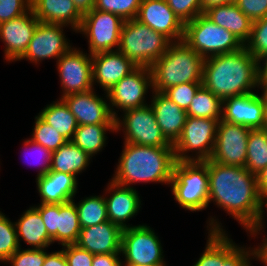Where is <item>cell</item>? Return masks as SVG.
<instances>
[{
  "instance_id": "27",
  "label": "cell",
  "mask_w": 267,
  "mask_h": 266,
  "mask_svg": "<svg viewBox=\"0 0 267 266\" xmlns=\"http://www.w3.org/2000/svg\"><path fill=\"white\" fill-rule=\"evenodd\" d=\"M31 10L39 22L64 25L75 33L83 18L72 0H31Z\"/></svg>"
},
{
  "instance_id": "25",
  "label": "cell",
  "mask_w": 267,
  "mask_h": 266,
  "mask_svg": "<svg viewBox=\"0 0 267 266\" xmlns=\"http://www.w3.org/2000/svg\"><path fill=\"white\" fill-rule=\"evenodd\" d=\"M77 178L57 171H49L36 177L40 204H64L72 201L78 190Z\"/></svg>"
},
{
  "instance_id": "30",
  "label": "cell",
  "mask_w": 267,
  "mask_h": 266,
  "mask_svg": "<svg viewBox=\"0 0 267 266\" xmlns=\"http://www.w3.org/2000/svg\"><path fill=\"white\" fill-rule=\"evenodd\" d=\"M92 158L73 142L67 141L58 150L52 153L50 171H57L78 176L85 172ZM83 171V172H82Z\"/></svg>"
},
{
  "instance_id": "24",
  "label": "cell",
  "mask_w": 267,
  "mask_h": 266,
  "mask_svg": "<svg viewBox=\"0 0 267 266\" xmlns=\"http://www.w3.org/2000/svg\"><path fill=\"white\" fill-rule=\"evenodd\" d=\"M121 234L122 229L108 220L81 228L76 244L94 255L121 253Z\"/></svg>"
},
{
  "instance_id": "55",
  "label": "cell",
  "mask_w": 267,
  "mask_h": 266,
  "mask_svg": "<svg viewBox=\"0 0 267 266\" xmlns=\"http://www.w3.org/2000/svg\"><path fill=\"white\" fill-rule=\"evenodd\" d=\"M259 89H261V96L264 102H267V79H259Z\"/></svg>"
},
{
  "instance_id": "47",
  "label": "cell",
  "mask_w": 267,
  "mask_h": 266,
  "mask_svg": "<svg viewBox=\"0 0 267 266\" xmlns=\"http://www.w3.org/2000/svg\"><path fill=\"white\" fill-rule=\"evenodd\" d=\"M264 209L266 210V212ZM265 213H267V194L261 196L260 208H259V213H258L257 219L254 222V224L247 231V233H248L247 236H249V237L251 236V239H252V237L253 238L257 237V235L259 236V234H262V232L264 231V229H265L264 223L266 222L265 215H264ZM262 240H267V236L264 237Z\"/></svg>"
},
{
  "instance_id": "56",
  "label": "cell",
  "mask_w": 267,
  "mask_h": 266,
  "mask_svg": "<svg viewBox=\"0 0 267 266\" xmlns=\"http://www.w3.org/2000/svg\"><path fill=\"white\" fill-rule=\"evenodd\" d=\"M264 129H267V102H264Z\"/></svg>"
},
{
  "instance_id": "12",
  "label": "cell",
  "mask_w": 267,
  "mask_h": 266,
  "mask_svg": "<svg viewBox=\"0 0 267 266\" xmlns=\"http://www.w3.org/2000/svg\"><path fill=\"white\" fill-rule=\"evenodd\" d=\"M124 20L110 12L92 9L83 15L76 33L88 40V52L93 55L104 51L118 50Z\"/></svg>"
},
{
  "instance_id": "3",
  "label": "cell",
  "mask_w": 267,
  "mask_h": 266,
  "mask_svg": "<svg viewBox=\"0 0 267 266\" xmlns=\"http://www.w3.org/2000/svg\"><path fill=\"white\" fill-rule=\"evenodd\" d=\"M117 168L110 179L114 183L133 187L136 183L170 185L176 157L173 147L142 146L123 142Z\"/></svg>"
},
{
  "instance_id": "54",
  "label": "cell",
  "mask_w": 267,
  "mask_h": 266,
  "mask_svg": "<svg viewBox=\"0 0 267 266\" xmlns=\"http://www.w3.org/2000/svg\"><path fill=\"white\" fill-rule=\"evenodd\" d=\"M259 69H260L259 79H267V57H265L264 59L260 61Z\"/></svg>"
},
{
  "instance_id": "26",
  "label": "cell",
  "mask_w": 267,
  "mask_h": 266,
  "mask_svg": "<svg viewBox=\"0 0 267 266\" xmlns=\"http://www.w3.org/2000/svg\"><path fill=\"white\" fill-rule=\"evenodd\" d=\"M151 106L162 134L174 144L180 137L186 123L187 112L168 99L163 93L152 91Z\"/></svg>"
},
{
  "instance_id": "23",
  "label": "cell",
  "mask_w": 267,
  "mask_h": 266,
  "mask_svg": "<svg viewBox=\"0 0 267 266\" xmlns=\"http://www.w3.org/2000/svg\"><path fill=\"white\" fill-rule=\"evenodd\" d=\"M264 114V99L258 92L223 100V121L250 129H264Z\"/></svg>"
},
{
  "instance_id": "40",
  "label": "cell",
  "mask_w": 267,
  "mask_h": 266,
  "mask_svg": "<svg viewBox=\"0 0 267 266\" xmlns=\"http://www.w3.org/2000/svg\"><path fill=\"white\" fill-rule=\"evenodd\" d=\"M23 149L25 150L24 154L32 156L30 158V161L32 160L33 165H38L41 168L39 169L36 177L45 175L48 173L51 169V162H52V151L49 149H46L41 144L35 143L30 138H27L23 142ZM25 155V156H26ZM28 155L26 157H28ZM37 156V157H36ZM34 160V161H33ZM29 161V160H28ZM29 165V162H27ZM31 164V162H30ZM32 165V164H31Z\"/></svg>"
},
{
  "instance_id": "57",
  "label": "cell",
  "mask_w": 267,
  "mask_h": 266,
  "mask_svg": "<svg viewBox=\"0 0 267 266\" xmlns=\"http://www.w3.org/2000/svg\"><path fill=\"white\" fill-rule=\"evenodd\" d=\"M123 266H167L166 264H143V265H123Z\"/></svg>"
},
{
  "instance_id": "28",
  "label": "cell",
  "mask_w": 267,
  "mask_h": 266,
  "mask_svg": "<svg viewBox=\"0 0 267 266\" xmlns=\"http://www.w3.org/2000/svg\"><path fill=\"white\" fill-rule=\"evenodd\" d=\"M204 14L213 23L229 30L243 44L249 40L252 21L235 3L212 6L206 9Z\"/></svg>"
},
{
  "instance_id": "2",
  "label": "cell",
  "mask_w": 267,
  "mask_h": 266,
  "mask_svg": "<svg viewBox=\"0 0 267 266\" xmlns=\"http://www.w3.org/2000/svg\"><path fill=\"white\" fill-rule=\"evenodd\" d=\"M259 63L245 47L205 58L202 86L222 101L253 93L259 89Z\"/></svg>"
},
{
  "instance_id": "39",
  "label": "cell",
  "mask_w": 267,
  "mask_h": 266,
  "mask_svg": "<svg viewBox=\"0 0 267 266\" xmlns=\"http://www.w3.org/2000/svg\"><path fill=\"white\" fill-rule=\"evenodd\" d=\"M142 0H95L94 8L114 13L124 21L136 19Z\"/></svg>"
},
{
  "instance_id": "14",
  "label": "cell",
  "mask_w": 267,
  "mask_h": 266,
  "mask_svg": "<svg viewBox=\"0 0 267 266\" xmlns=\"http://www.w3.org/2000/svg\"><path fill=\"white\" fill-rule=\"evenodd\" d=\"M61 86V99L70 94L94 89L92 83V55L72 46L56 61Z\"/></svg>"
},
{
  "instance_id": "48",
  "label": "cell",
  "mask_w": 267,
  "mask_h": 266,
  "mask_svg": "<svg viewBox=\"0 0 267 266\" xmlns=\"http://www.w3.org/2000/svg\"><path fill=\"white\" fill-rule=\"evenodd\" d=\"M121 253L96 254L91 266H123Z\"/></svg>"
},
{
  "instance_id": "17",
  "label": "cell",
  "mask_w": 267,
  "mask_h": 266,
  "mask_svg": "<svg viewBox=\"0 0 267 266\" xmlns=\"http://www.w3.org/2000/svg\"><path fill=\"white\" fill-rule=\"evenodd\" d=\"M250 130L246 126L219 120L210 160L225 165L245 167Z\"/></svg>"
},
{
  "instance_id": "19",
  "label": "cell",
  "mask_w": 267,
  "mask_h": 266,
  "mask_svg": "<svg viewBox=\"0 0 267 266\" xmlns=\"http://www.w3.org/2000/svg\"><path fill=\"white\" fill-rule=\"evenodd\" d=\"M39 23L32 10L0 24V40L4 44L6 62L18 61L28 48Z\"/></svg>"
},
{
  "instance_id": "31",
  "label": "cell",
  "mask_w": 267,
  "mask_h": 266,
  "mask_svg": "<svg viewBox=\"0 0 267 266\" xmlns=\"http://www.w3.org/2000/svg\"><path fill=\"white\" fill-rule=\"evenodd\" d=\"M107 131L114 133L115 124L79 125L71 142L92 158L104 150Z\"/></svg>"
},
{
  "instance_id": "52",
  "label": "cell",
  "mask_w": 267,
  "mask_h": 266,
  "mask_svg": "<svg viewBox=\"0 0 267 266\" xmlns=\"http://www.w3.org/2000/svg\"><path fill=\"white\" fill-rule=\"evenodd\" d=\"M79 12L84 15L94 8L95 0H72Z\"/></svg>"
},
{
  "instance_id": "21",
  "label": "cell",
  "mask_w": 267,
  "mask_h": 266,
  "mask_svg": "<svg viewBox=\"0 0 267 266\" xmlns=\"http://www.w3.org/2000/svg\"><path fill=\"white\" fill-rule=\"evenodd\" d=\"M136 20L164 34L172 42L183 40L184 24L168 6L166 0H142Z\"/></svg>"
},
{
  "instance_id": "1",
  "label": "cell",
  "mask_w": 267,
  "mask_h": 266,
  "mask_svg": "<svg viewBox=\"0 0 267 266\" xmlns=\"http://www.w3.org/2000/svg\"><path fill=\"white\" fill-rule=\"evenodd\" d=\"M208 206L212 202L247 232L257 219L261 195L256 175L245 167L207 160Z\"/></svg>"
},
{
  "instance_id": "15",
  "label": "cell",
  "mask_w": 267,
  "mask_h": 266,
  "mask_svg": "<svg viewBox=\"0 0 267 266\" xmlns=\"http://www.w3.org/2000/svg\"><path fill=\"white\" fill-rule=\"evenodd\" d=\"M34 207L40 212L48 235L53 244L64 246L76 244L80 235L78 212L70 201L64 204H39Z\"/></svg>"
},
{
  "instance_id": "6",
  "label": "cell",
  "mask_w": 267,
  "mask_h": 266,
  "mask_svg": "<svg viewBox=\"0 0 267 266\" xmlns=\"http://www.w3.org/2000/svg\"><path fill=\"white\" fill-rule=\"evenodd\" d=\"M172 41L136 19L124 21L118 50L137 67H151Z\"/></svg>"
},
{
  "instance_id": "11",
  "label": "cell",
  "mask_w": 267,
  "mask_h": 266,
  "mask_svg": "<svg viewBox=\"0 0 267 266\" xmlns=\"http://www.w3.org/2000/svg\"><path fill=\"white\" fill-rule=\"evenodd\" d=\"M159 236L147 224L122 230V265L166 264ZM124 260V261H123Z\"/></svg>"
},
{
  "instance_id": "33",
  "label": "cell",
  "mask_w": 267,
  "mask_h": 266,
  "mask_svg": "<svg viewBox=\"0 0 267 266\" xmlns=\"http://www.w3.org/2000/svg\"><path fill=\"white\" fill-rule=\"evenodd\" d=\"M267 167V129H251L247 142L245 168L258 174Z\"/></svg>"
},
{
  "instance_id": "29",
  "label": "cell",
  "mask_w": 267,
  "mask_h": 266,
  "mask_svg": "<svg viewBox=\"0 0 267 266\" xmlns=\"http://www.w3.org/2000/svg\"><path fill=\"white\" fill-rule=\"evenodd\" d=\"M19 218L14 223L20 248L22 246L21 241L29 245L30 248L36 249L49 248L53 244L40 212L34 206H30Z\"/></svg>"
},
{
  "instance_id": "42",
  "label": "cell",
  "mask_w": 267,
  "mask_h": 266,
  "mask_svg": "<svg viewBox=\"0 0 267 266\" xmlns=\"http://www.w3.org/2000/svg\"><path fill=\"white\" fill-rule=\"evenodd\" d=\"M36 248H19L6 262L10 266H42L48 251Z\"/></svg>"
},
{
  "instance_id": "20",
  "label": "cell",
  "mask_w": 267,
  "mask_h": 266,
  "mask_svg": "<svg viewBox=\"0 0 267 266\" xmlns=\"http://www.w3.org/2000/svg\"><path fill=\"white\" fill-rule=\"evenodd\" d=\"M105 189L104 197L108 220L118 225L122 230L136 226L127 222L135 217L142 208L141 205L143 204L138 191L134 187L118 185L112 180L108 181Z\"/></svg>"
},
{
  "instance_id": "10",
  "label": "cell",
  "mask_w": 267,
  "mask_h": 266,
  "mask_svg": "<svg viewBox=\"0 0 267 266\" xmlns=\"http://www.w3.org/2000/svg\"><path fill=\"white\" fill-rule=\"evenodd\" d=\"M119 131L123 132V142L142 146L173 147L162 134L149 104L125 110L120 117H115V133Z\"/></svg>"
},
{
  "instance_id": "16",
  "label": "cell",
  "mask_w": 267,
  "mask_h": 266,
  "mask_svg": "<svg viewBox=\"0 0 267 266\" xmlns=\"http://www.w3.org/2000/svg\"><path fill=\"white\" fill-rule=\"evenodd\" d=\"M65 27L67 26L39 22L27 50L18 61L25 59L34 65L51 58L57 61L72 47L65 35Z\"/></svg>"
},
{
  "instance_id": "18",
  "label": "cell",
  "mask_w": 267,
  "mask_h": 266,
  "mask_svg": "<svg viewBox=\"0 0 267 266\" xmlns=\"http://www.w3.org/2000/svg\"><path fill=\"white\" fill-rule=\"evenodd\" d=\"M104 96V98H103ZM98 95L95 89L70 94L61 99L66 103L79 125L115 124L107 93Z\"/></svg>"
},
{
  "instance_id": "53",
  "label": "cell",
  "mask_w": 267,
  "mask_h": 266,
  "mask_svg": "<svg viewBox=\"0 0 267 266\" xmlns=\"http://www.w3.org/2000/svg\"><path fill=\"white\" fill-rule=\"evenodd\" d=\"M201 1H202L203 13H204L206 9L212 6L234 3L235 0H201Z\"/></svg>"
},
{
  "instance_id": "49",
  "label": "cell",
  "mask_w": 267,
  "mask_h": 266,
  "mask_svg": "<svg viewBox=\"0 0 267 266\" xmlns=\"http://www.w3.org/2000/svg\"><path fill=\"white\" fill-rule=\"evenodd\" d=\"M42 266H68L63 250L48 252Z\"/></svg>"
},
{
  "instance_id": "46",
  "label": "cell",
  "mask_w": 267,
  "mask_h": 266,
  "mask_svg": "<svg viewBox=\"0 0 267 266\" xmlns=\"http://www.w3.org/2000/svg\"><path fill=\"white\" fill-rule=\"evenodd\" d=\"M234 3L252 22L267 16V0H235Z\"/></svg>"
},
{
  "instance_id": "7",
  "label": "cell",
  "mask_w": 267,
  "mask_h": 266,
  "mask_svg": "<svg viewBox=\"0 0 267 266\" xmlns=\"http://www.w3.org/2000/svg\"><path fill=\"white\" fill-rule=\"evenodd\" d=\"M215 218L210 216L206 222L208 240L199 259L192 266H253L251 260L254 259V247L237 245L223 229L221 221Z\"/></svg>"
},
{
  "instance_id": "43",
  "label": "cell",
  "mask_w": 267,
  "mask_h": 266,
  "mask_svg": "<svg viewBox=\"0 0 267 266\" xmlns=\"http://www.w3.org/2000/svg\"><path fill=\"white\" fill-rule=\"evenodd\" d=\"M166 2L183 24L203 13L201 0H166Z\"/></svg>"
},
{
  "instance_id": "5",
  "label": "cell",
  "mask_w": 267,
  "mask_h": 266,
  "mask_svg": "<svg viewBox=\"0 0 267 266\" xmlns=\"http://www.w3.org/2000/svg\"><path fill=\"white\" fill-rule=\"evenodd\" d=\"M169 187L178 205L190 212L208 207L209 177L206 161H177Z\"/></svg>"
},
{
  "instance_id": "9",
  "label": "cell",
  "mask_w": 267,
  "mask_h": 266,
  "mask_svg": "<svg viewBox=\"0 0 267 266\" xmlns=\"http://www.w3.org/2000/svg\"><path fill=\"white\" fill-rule=\"evenodd\" d=\"M219 120L187 116L182 133L173 144L176 161L209 160L214 150Z\"/></svg>"
},
{
  "instance_id": "44",
  "label": "cell",
  "mask_w": 267,
  "mask_h": 266,
  "mask_svg": "<svg viewBox=\"0 0 267 266\" xmlns=\"http://www.w3.org/2000/svg\"><path fill=\"white\" fill-rule=\"evenodd\" d=\"M31 10V0H0V24Z\"/></svg>"
},
{
  "instance_id": "36",
  "label": "cell",
  "mask_w": 267,
  "mask_h": 266,
  "mask_svg": "<svg viewBox=\"0 0 267 266\" xmlns=\"http://www.w3.org/2000/svg\"><path fill=\"white\" fill-rule=\"evenodd\" d=\"M30 139L35 143L41 144L46 149L58 150L67 140L61 136L52 126L46 123L38 114L35 116V122Z\"/></svg>"
},
{
  "instance_id": "38",
  "label": "cell",
  "mask_w": 267,
  "mask_h": 266,
  "mask_svg": "<svg viewBox=\"0 0 267 266\" xmlns=\"http://www.w3.org/2000/svg\"><path fill=\"white\" fill-rule=\"evenodd\" d=\"M244 47L259 62L267 57V16L252 22L251 34Z\"/></svg>"
},
{
  "instance_id": "13",
  "label": "cell",
  "mask_w": 267,
  "mask_h": 266,
  "mask_svg": "<svg viewBox=\"0 0 267 266\" xmlns=\"http://www.w3.org/2000/svg\"><path fill=\"white\" fill-rule=\"evenodd\" d=\"M148 89L153 91L152 73L149 67H137L123 77L107 92L113 116L117 117L119 111L148 105L146 102Z\"/></svg>"
},
{
  "instance_id": "32",
  "label": "cell",
  "mask_w": 267,
  "mask_h": 266,
  "mask_svg": "<svg viewBox=\"0 0 267 266\" xmlns=\"http://www.w3.org/2000/svg\"><path fill=\"white\" fill-rule=\"evenodd\" d=\"M56 100L46 105L38 115L67 141H71L78 127L76 118L62 99Z\"/></svg>"
},
{
  "instance_id": "22",
  "label": "cell",
  "mask_w": 267,
  "mask_h": 266,
  "mask_svg": "<svg viewBox=\"0 0 267 266\" xmlns=\"http://www.w3.org/2000/svg\"><path fill=\"white\" fill-rule=\"evenodd\" d=\"M136 68L137 66L119 50L95 53L92 55L93 87L95 89V85H98L107 93Z\"/></svg>"
},
{
  "instance_id": "45",
  "label": "cell",
  "mask_w": 267,
  "mask_h": 266,
  "mask_svg": "<svg viewBox=\"0 0 267 266\" xmlns=\"http://www.w3.org/2000/svg\"><path fill=\"white\" fill-rule=\"evenodd\" d=\"M68 266H91L94 254L80 248L77 244L64 245L61 248Z\"/></svg>"
},
{
  "instance_id": "41",
  "label": "cell",
  "mask_w": 267,
  "mask_h": 266,
  "mask_svg": "<svg viewBox=\"0 0 267 266\" xmlns=\"http://www.w3.org/2000/svg\"><path fill=\"white\" fill-rule=\"evenodd\" d=\"M201 86L202 83H183L169 87L163 94L181 109L187 111L195 93Z\"/></svg>"
},
{
  "instance_id": "8",
  "label": "cell",
  "mask_w": 267,
  "mask_h": 266,
  "mask_svg": "<svg viewBox=\"0 0 267 266\" xmlns=\"http://www.w3.org/2000/svg\"><path fill=\"white\" fill-rule=\"evenodd\" d=\"M183 41L204 59L244 47L229 30L213 23L204 13L184 24Z\"/></svg>"
},
{
  "instance_id": "35",
  "label": "cell",
  "mask_w": 267,
  "mask_h": 266,
  "mask_svg": "<svg viewBox=\"0 0 267 266\" xmlns=\"http://www.w3.org/2000/svg\"><path fill=\"white\" fill-rule=\"evenodd\" d=\"M223 101L201 86L195 93L188 108L187 115L197 118L221 119Z\"/></svg>"
},
{
  "instance_id": "51",
  "label": "cell",
  "mask_w": 267,
  "mask_h": 266,
  "mask_svg": "<svg viewBox=\"0 0 267 266\" xmlns=\"http://www.w3.org/2000/svg\"><path fill=\"white\" fill-rule=\"evenodd\" d=\"M257 186L260 195L267 194V167L256 174Z\"/></svg>"
},
{
  "instance_id": "50",
  "label": "cell",
  "mask_w": 267,
  "mask_h": 266,
  "mask_svg": "<svg viewBox=\"0 0 267 266\" xmlns=\"http://www.w3.org/2000/svg\"><path fill=\"white\" fill-rule=\"evenodd\" d=\"M262 243L254 247V259L267 266V240H261Z\"/></svg>"
},
{
  "instance_id": "4",
  "label": "cell",
  "mask_w": 267,
  "mask_h": 266,
  "mask_svg": "<svg viewBox=\"0 0 267 266\" xmlns=\"http://www.w3.org/2000/svg\"><path fill=\"white\" fill-rule=\"evenodd\" d=\"M204 58L183 40L172 42L164 55L150 67L153 91L163 93L183 83H202Z\"/></svg>"
},
{
  "instance_id": "37",
  "label": "cell",
  "mask_w": 267,
  "mask_h": 266,
  "mask_svg": "<svg viewBox=\"0 0 267 266\" xmlns=\"http://www.w3.org/2000/svg\"><path fill=\"white\" fill-rule=\"evenodd\" d=\"M20 248L15 223L0 211V263H4Z\"/></svg>"
},
{
  "instance_id": "34",
  "label": "cell",
  "mask_w": 267,
  "mask_h": 266,
  "mask_svg": "<svg viewBox=\"0 0 267 266\" xmlns=\"http://www.w3.org/2000/svg\"><path fill=\"white\" fill-rule=\"evenodd\" d=\"M72 202L76 206L81 228H87L108 221L104 195L84 197L77 203L73 199Z\"/></svg>"
}]
</instances>
